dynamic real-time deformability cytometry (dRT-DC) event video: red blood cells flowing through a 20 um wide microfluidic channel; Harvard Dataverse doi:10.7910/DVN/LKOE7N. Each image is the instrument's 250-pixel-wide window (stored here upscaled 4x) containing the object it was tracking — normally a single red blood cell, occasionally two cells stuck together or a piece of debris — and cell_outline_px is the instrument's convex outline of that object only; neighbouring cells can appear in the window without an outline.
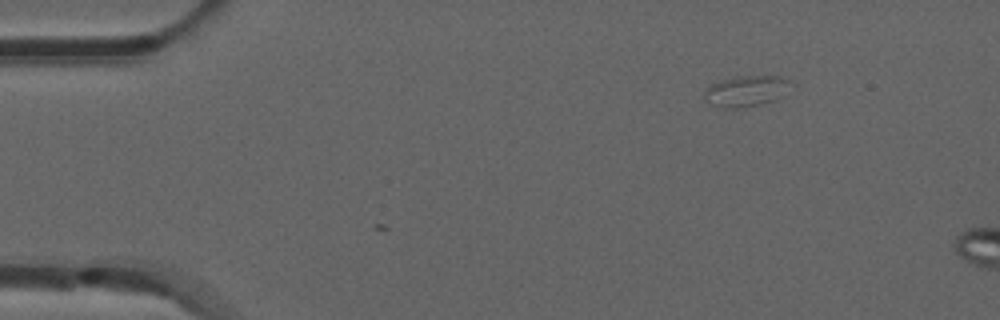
{"species": "common noctule bat (a hibernating species)", "species_latin": "Nyctalus noctula", "temperature_condition": "room temperature", "stored_images_in_passage": 5, "segment_of_instrument_passage": [1, 2], "camera_frame_rate_fps": 3000, "um_per_image_px": 0.085, "animal": {"sex": "male", "forearm_length_mm": 52.5}, "frame": {"image": 1, "passage_image": 1, "time_ms": 0.0, "image_size_px": [1000, 320], "cell_outline_px": [[788, 84], [780, 96], [776, 100], [760, 104], [736, 108], [724, 108], [708, 104], [704, 100], [704, 92], [712, 84], [724, 80], [744, 76], [776, 76], [788, 80]], "centroid_in_image_um": [63.33, 7.77], "position_along_channel_um": 21.7, "area_um2": 14.97}}